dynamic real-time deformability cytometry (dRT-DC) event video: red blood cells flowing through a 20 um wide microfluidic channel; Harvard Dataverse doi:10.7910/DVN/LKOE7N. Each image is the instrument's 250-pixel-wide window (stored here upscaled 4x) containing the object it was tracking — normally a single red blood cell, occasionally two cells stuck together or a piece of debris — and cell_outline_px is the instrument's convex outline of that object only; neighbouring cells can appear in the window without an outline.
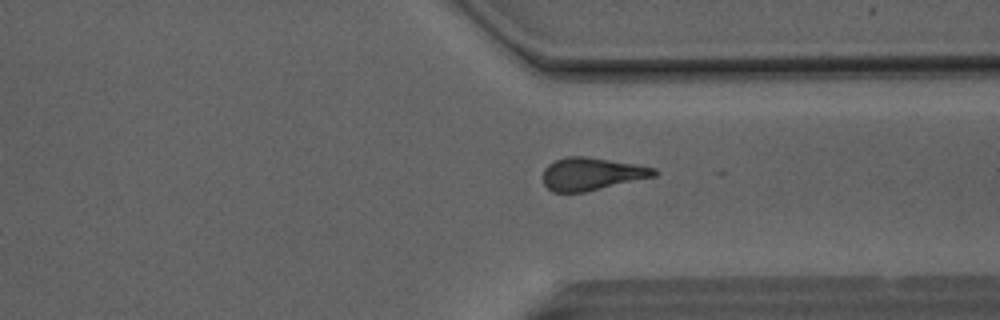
{"species": "Egyptian fruit bat (a non-hibernating species)", "species_latin": "Rousettus aegyptiacus", "temperature_condition": "room temperature", "stored_images_in_passage": 49, "camera_frame_rate_fps": 3000, "um_per_image_px": 0.085, "animal": {"sex": "male"}, "frame": {"image": 1, "passage_image": 37, "time_ms": 12.0, "image_size_px": [1000, 320], "cell_outline_px": [[660, 172], [656, 176], [584, 192], [552, 192], [544, 184], [544, 168], [548, 164], [556, 160], [568, 156], [584, 156], [636, 164], [656, 168]], "centroid_in_image_um": [50.31, 14.78], "position_along_channel_um": 361.1, "area_um2": 21.1}}
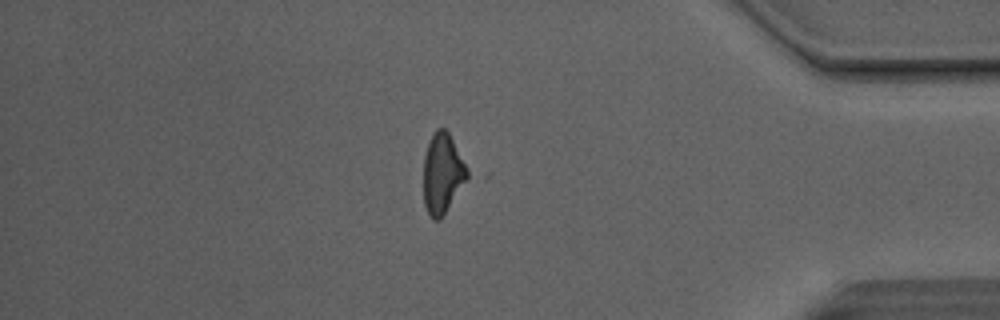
{"frame": {"image": 2, "passage_image": 42, "time_ms": 13.667, "image_size_px": [1000, 320], "cell_outline_px": [[476, 172], [440, 220], [432, 220], [428, 216], [424, 204], [424, 156], [428, 140], [432, 132], [436, 128], [444, 128], [448, 132]], "centroid_in_image_um": [37.73, 14.73], "position_along_channel_um": 397.5, "area_um2": 22.2}}
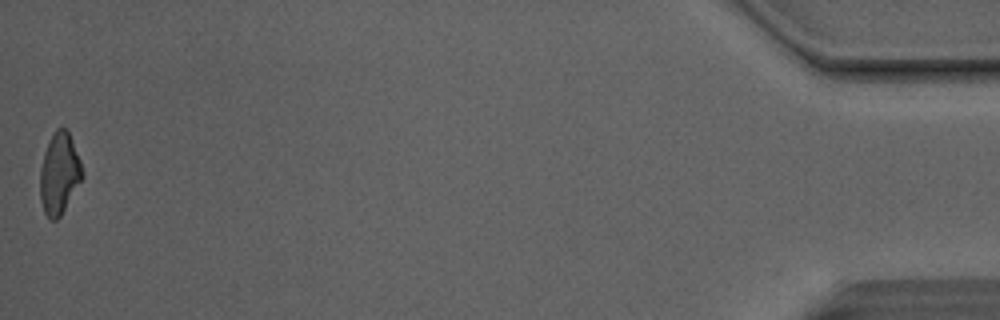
{"frame": {"image": 3, "passage_image": 49, "time_ms": 16.0, "image_size_px": [1000, 320], "cell_outline_px": [[84, 176], [60, 216], [56, 220], [48, 220], [44, 212], [40, 200], [40, 168], [44, 152], [48, 140], [56, 128], [68, 128], [80, 160], [84, 172]], "centroid_in_image_um": [5.04, 14.73], "position_along_channel_um": 430.2, "area_um2": 20.23}, "authors_computed_cell_mechanics": {"area_um2": 21.675, "velocity_mm_per_s": 4.163, "shape_relaxation_time_tau1_ms": 8.2746, "shape_relaxation_time_tau2_ms": 3.3652, "deformation_change_tau1": 0.2361, "deformation_change_tau2": 0.1614}}